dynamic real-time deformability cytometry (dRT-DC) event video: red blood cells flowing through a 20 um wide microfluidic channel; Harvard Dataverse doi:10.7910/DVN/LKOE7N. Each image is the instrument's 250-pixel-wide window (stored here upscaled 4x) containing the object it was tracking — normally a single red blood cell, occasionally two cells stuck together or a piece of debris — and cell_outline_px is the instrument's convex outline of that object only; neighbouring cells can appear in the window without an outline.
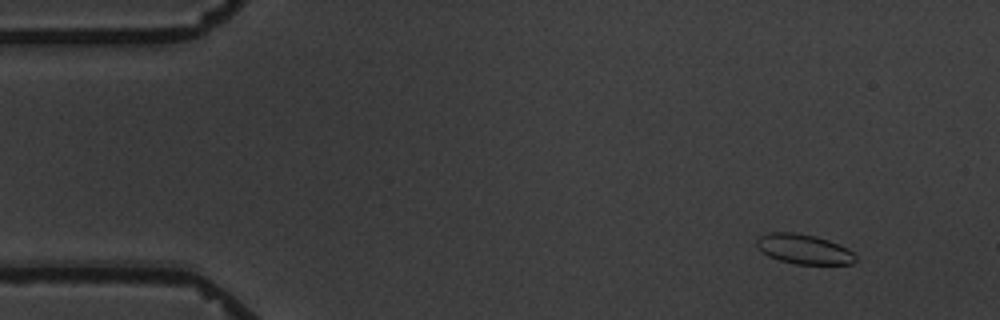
{"species": "common noctule bat (a hibernating species)", "species_latin": "Nyctalus noctula", "temperature_condition": "warm", "stored_images_in_passage": 5, "camera_frame_rate_fps": 3000, "um_per_image_px": 0.085, "animal": {"sex": "male", "body_mass_g": 19.5, "forearm_length_mm": 54.6}, "frame": {"image": 1, "passage_image": 2, "time_ms": 1.333, "image_size_px": [1000, 320], "cell_outline_px": [[856, 260], [852, 264], [796, 264], [780, 260], [768, 256], [756, 244], [756, 240], [760, 236], [768, 232], [792, 232], [816, 236], [828, 240], [848, 248], [856, 256]], "centroid_in_image_um": [68.34, 21.17], "position_along_channel_um": 16.7, "area_um2": 17.05}}